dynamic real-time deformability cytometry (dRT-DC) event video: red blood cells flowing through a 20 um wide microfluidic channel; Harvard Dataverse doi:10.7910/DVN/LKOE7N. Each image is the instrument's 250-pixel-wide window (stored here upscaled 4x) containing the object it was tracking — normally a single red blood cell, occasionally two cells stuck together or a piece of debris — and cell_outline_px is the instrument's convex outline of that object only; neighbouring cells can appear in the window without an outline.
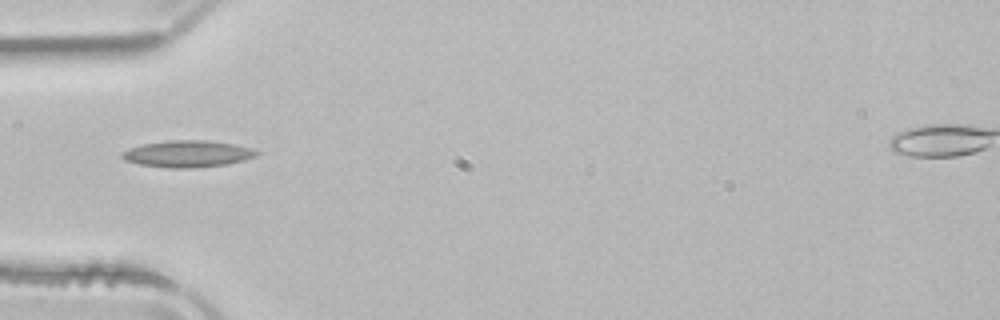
{"species": "common noctule bat (a hibernating species)", "species_latin": "Nyctalus noctula", "temperature_condition": "room temperature", "stored_images_in_passage": 36, "camera_frame_rate_fps": 3000, "um_per_image_px": 0.085, "animal": {"sex": "male", "body_mass_g": 21.5, "forearm_length_mm": 52.0}, "frame": {"image": 1, "passage_image": 1, "time_ms": 0.0, "image_size_px": [1000, 320], "cell_outline_px": [[260, 152], [256, 156], [244, 160], [228, 164], [192, 168], [168, 168], [140, 164], [124, 160], [120, 156], [120, 152], [128, 148], [144, 144], [168, 140], [208, 140], [232, 144], [252, 148]], "centroid_in_image_um": [15.93, 13.07], "position_along_channel_um": 69.1, "area_um2": 21.04}}
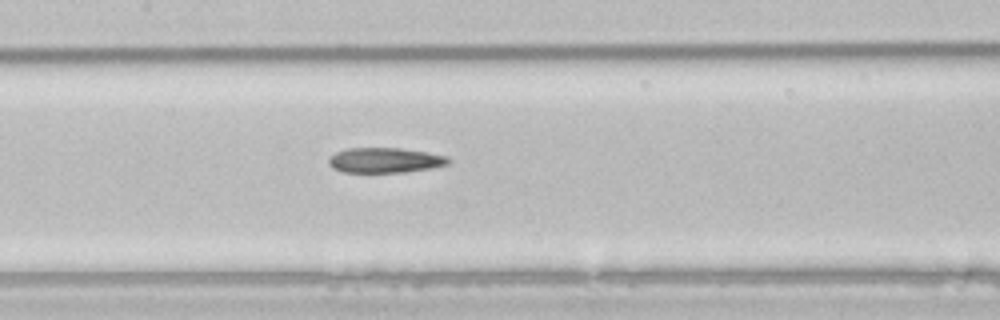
{"frame": {"image": 2, "passage_image": 9, "time_ms": 2.667, "image_size_px": [1000, 320], "cell_outline_px": [[452, 160], [448, 164], [432, 168], [404, 172], [340, 172], [332, 168], [328, 164], [328, 156], [336, 152], [348, 148], [400, 148], [428, 152], [448, 156]], "centroid_in_image_um": [32.71, 13.62], "position_along_channel_um": 174.7, "area_um2": 17.74}}
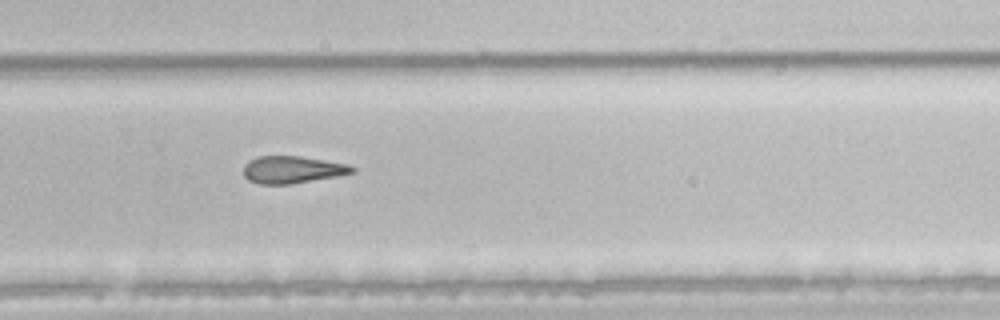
{"frame": {"image": 3, "passage_image": 19, "time_ms": 6.0, "image_size_px": [1000, 320], "cell_outline_px": [[356, 172], [336, 176], [292, 184], [260, 184], [248, 180], [244, 176], [244, 164], [260, 156], [300, 156], [348, 164], [356, 168]], "centroid_in_image_um": [24.87, 14.42], "position_along_channel_um": 304.9, "area_um2": 17.17}, "authors_computed_cell_mechanics": {"area_um2": 18.6116, "velocity_mm_per_s": 3.9308, "shape_relaxation_time_tau1_ms": null, "shape_relaxation_time_tau2_ms": 5.6397, "deformation_change_tau1": null, "deformation_change_tau2": 0.1464}}